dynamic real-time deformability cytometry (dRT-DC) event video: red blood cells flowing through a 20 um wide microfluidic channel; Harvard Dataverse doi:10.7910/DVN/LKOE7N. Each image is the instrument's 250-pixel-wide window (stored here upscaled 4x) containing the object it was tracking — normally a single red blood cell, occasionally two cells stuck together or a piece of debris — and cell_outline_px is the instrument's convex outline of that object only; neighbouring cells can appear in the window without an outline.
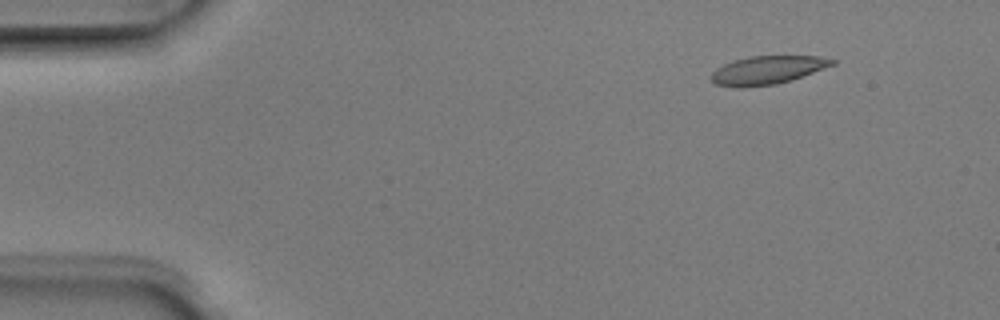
{"species": "Egyptian fruit bat (a non-hibernating species)", "species_latin": "Rousettus aegyptiacus", "temperature_condition": "room temperature", "stored_images_in_passage": 5, "camera_frame_rate_fps": 3000, "um_per_image_px": 0.085, "animal": {"sex": "male"}, "frame": {"image": 1, "passage_image": 1, "time_ms": 0.0, "image_size_px": [1000, 320], "cell_outline_px": [[836, 64], [776, 84], [740, 88], [716, 84], [712, 80], [712, 72], [716, 68], [724, 64], [748, 56], [816, 56], [836, 60]], "centroid_in_image_um": [65.2, 5.95], "position_along_channel_um": 19.8, "area_um2": 19.59}}
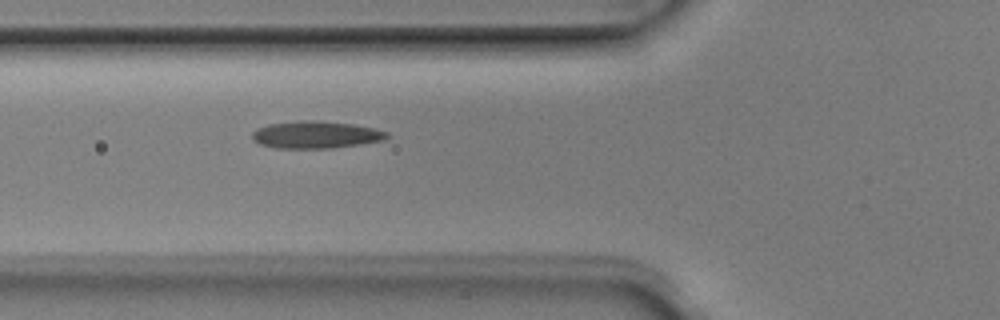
{"frame": {"image": 2, "passage_image": 5, "time_ms": 1.333, "image_size_px": [1000, 320], "cell_outline_px": [[388, 136], [384, 140], [360, 144], [332, 148], [276, 148], [260, 144], [252, 140], [252, 132], [256, 128], [268, 124], [300, 120], [316, 120], [352, 124], [376, 128], [388, 132]], "centroid_in_image_um": [26.82, 11.45], "position_along_channel_um": 99.0, "area_um2": 21.5}}